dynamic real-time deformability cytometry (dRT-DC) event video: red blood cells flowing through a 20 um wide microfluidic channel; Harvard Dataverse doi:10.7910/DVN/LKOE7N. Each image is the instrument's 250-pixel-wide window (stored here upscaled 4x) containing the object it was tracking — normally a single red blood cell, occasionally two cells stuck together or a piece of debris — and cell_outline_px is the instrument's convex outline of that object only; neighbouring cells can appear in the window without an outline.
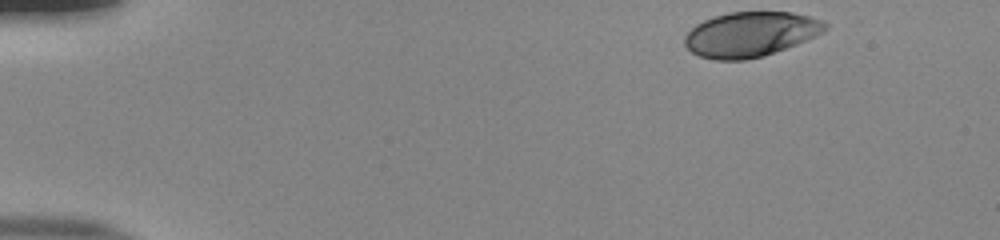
{"species": "human", "species_latin": "Homo sapiens", "temperature_condition": "room temperature", "stored_images_in_passage": 42, "camera_frame_rate_fps": 3000, "um_per_image_px": 0.085, "donor": {"sex": "male"}, "frame": {"image": 1, "passage_image": 1, "time_ms": 0.0, "image_size_px": [1000, 240], "cell_outline_px": [[828, 28], [824, 32], [796, 44], [764, 56], [744, 60], [716, 60], [700, 56], [692, 52], [684, 44], [684, 36], [696, 24], [704, 20], [728, 12], [792, 12], [808, 16], [820, 20], [828, 24]], "centroid_in_image_um": [63.79, 2.91], "position_along_channel_um": 21.2, "area_um2": 36.59}}
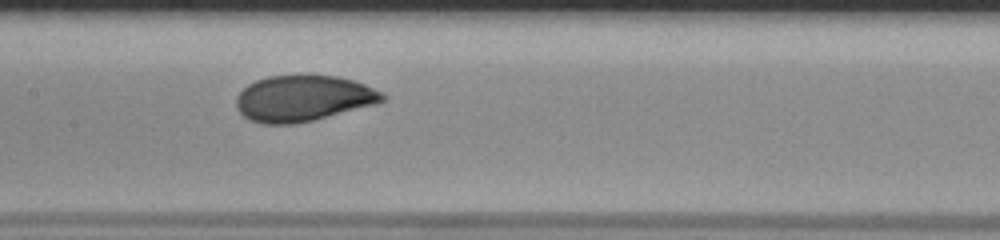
{"frame": {"image": 2, "passage_image": 22, "time_ms": 7.0, "image_size_px": [1000, 240], "cell_outline_px": [[388, 96], [384, 100], [376, 104], [312, 120], [292, 124], [264, 124], [252, 120], [244, 116], [236, 108], [236, 96], [248, 84], [256, 80], [268, 76], [336, 76], [352, 80], [364, 84], [384, 92]], "centroid_in_image_um": [25.78, 8.36], "position_along_channel_um": 181.6, "area_um2": 38.9}}
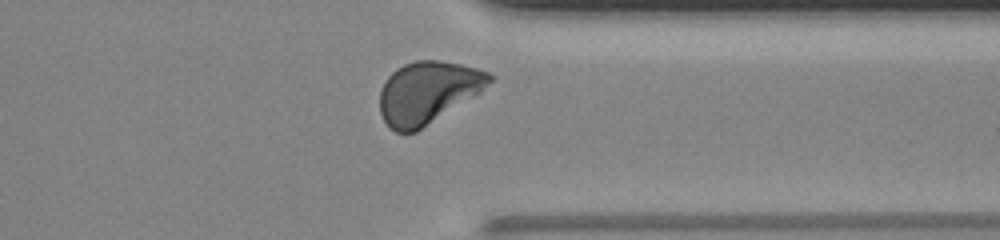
{"frame": {"image": 3, "passage_image": 37, "time_ms": 12.0, "image_size_px": [1000, 240], "cell_outline_px": [[492, 80], [480, 92], [416, 132], [396, 132], [388, 128], [380, 112], [380, 92], [388, 76], [396, 68], [404, 64], [416, 60], [436, 60], [460, 64], [476, 68], [488, 72], [492, 76]], "centroid_in_image_um": [36.33, 7.86], "position_along_channel_um": 375.1, "area_um2": 39.3}, "authors_computed_cell_mechanics": {"area_um2": 38.5815, "velocity_mm_per_s": 3.893, "shape_relaxation_time_tau1_ms": 3.9524, "shape_relaxation_time_tau2_ms": null, "deformation_change_tau1": 0.1668, "deformation_change_tau2": null}}